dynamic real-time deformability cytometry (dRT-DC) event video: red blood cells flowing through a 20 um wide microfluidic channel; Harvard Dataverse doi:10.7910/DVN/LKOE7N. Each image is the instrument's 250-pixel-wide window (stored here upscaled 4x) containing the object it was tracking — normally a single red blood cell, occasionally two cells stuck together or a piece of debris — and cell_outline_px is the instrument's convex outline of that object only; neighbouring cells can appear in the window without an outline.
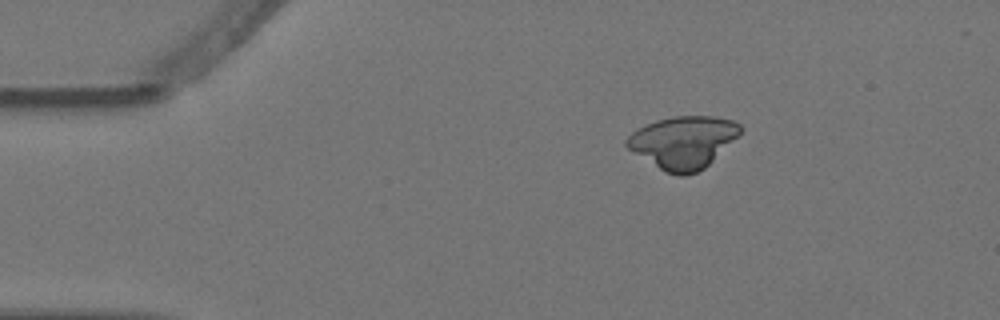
{"species": "Egyptian fruit bat (a non-hibernating species)", "species_latin": "Rousettus aegyptiacus", "temperature_condition": "warm", "stored_images_in_passage": 4, "camera_frame_rate_fps": 3000, "um_per_image_px": 0.085, "animal": {"sex": "female"}, "frame": {"image": 1, "passage_image": 1, "time_ms": 0.0, "image_size_px": [1000, 320], "cell_outline_px": [[744, 128], [704, 168], [696, 172], [684, 176], [680, 176], [664, 172], [628, 148], [624, 144], [624, 140], [632, 132], [656, 120], [672, 116], [716, 116], [732, 120], [740, 124]], "centroid_in_image_um": [58.04, 12.08], "position_along_channel_um": 27.0, "area_um2": 34.16}}